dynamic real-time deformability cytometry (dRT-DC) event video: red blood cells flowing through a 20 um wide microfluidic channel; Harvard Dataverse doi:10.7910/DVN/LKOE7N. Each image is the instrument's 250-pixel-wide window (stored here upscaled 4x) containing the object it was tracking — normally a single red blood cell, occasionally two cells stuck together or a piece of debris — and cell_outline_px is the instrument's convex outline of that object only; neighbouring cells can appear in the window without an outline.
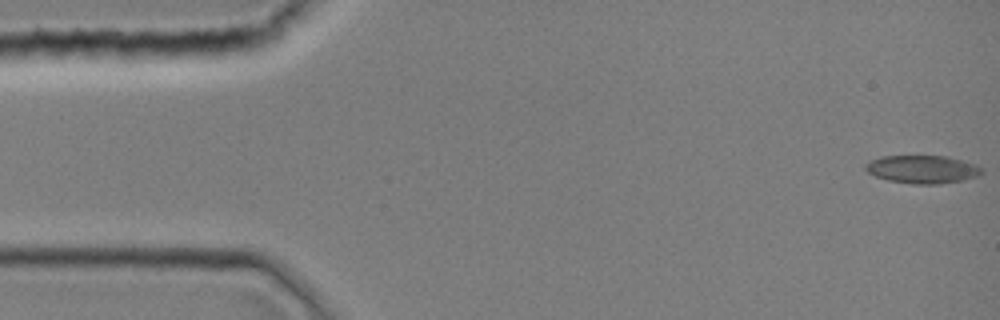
{"species": "common noctule bat (a hibernating species)", "species_latin": "Nyctalus noctula", "temperature_condition": "room temperature", "stored_images_in_passage": 44, "camera_frame_rate_fps": 3000, "um_per_image_px": 0.085, "animal": {"sex": "female", "body_mass_g": 19.0, "forearm_length_mm": 51.5}, "frame": {"image": 1, "passage_image": 1, "time_ms": 0.0, "image_size_px": [1000, 320], "cell_outline_px": [[984, 172], [976, 176], [960, 180], [940, 184], [912, 184], [888, 180], [876, 176], [868, 172], [864, 168], [864, 164], [880, 156], [948, 156], [976, 164]], "centroid_in_image_um": [78.38, 14.38], "position_along_channel_um": 6.6, "area_um2": 18.9}}
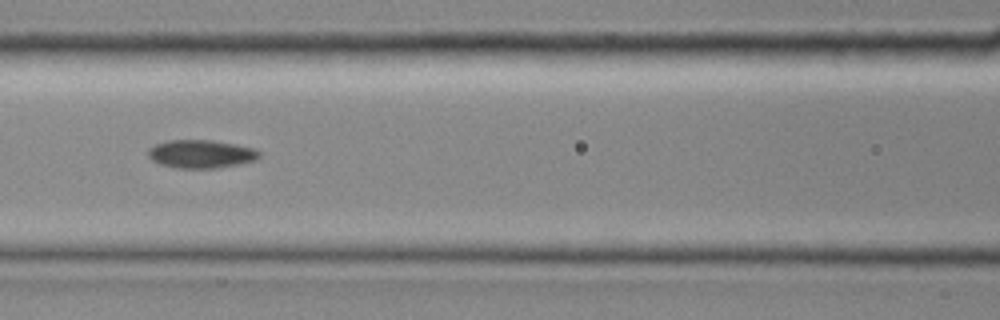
{"frame": {"image": 2, "passage_image": 19, "time_ms": 6.0, "image_size_px": [1000, 320], "cell_outline_px": [[260, 156], [256, 160], [240, 164], [216, 168], [176, 168], [160, 164], [152, 160], [148, 156], [148, 148], [156, 144], [168, 140], [212, 140], [236, 144], [252, 148], [260, 152]], "centroid_in_image_um": [17.08, 13.09], "position_along_channel_um": 149.5, "area_um2": 18.32}}
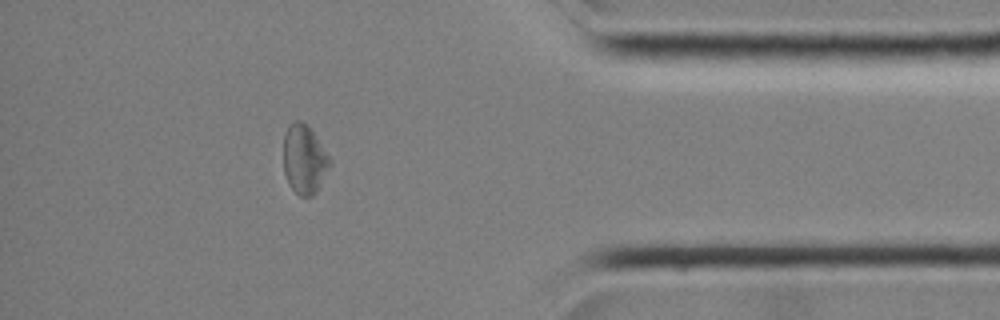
{"frame": {"image": 3, "passage_image": 38, "time_ms": 12.333, "image_size_px": [1000, 320], "cell_outline_px": [[332, 164], [316, 192], [312, 196], [300, 196], [288, 184], [284, 172], [284, 136], [288, 128], [296, 120], [300, 120], [312, 132], [332, 160]], "centroid_in_image_um": [25.88, 13.59], "position_along_channel_um": 409.3, "area_um2": 18.32}}